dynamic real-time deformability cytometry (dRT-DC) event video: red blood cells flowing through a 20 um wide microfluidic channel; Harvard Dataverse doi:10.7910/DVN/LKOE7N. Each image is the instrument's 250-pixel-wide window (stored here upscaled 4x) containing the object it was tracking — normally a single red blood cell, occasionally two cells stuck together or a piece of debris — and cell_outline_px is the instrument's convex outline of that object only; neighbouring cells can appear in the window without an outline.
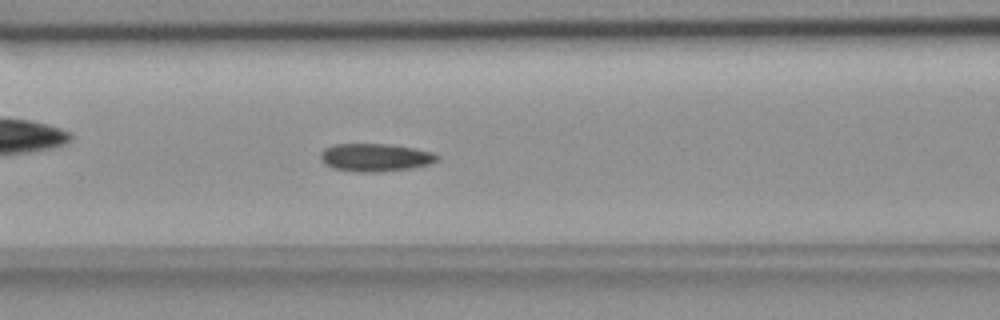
{"species": "common noctule bat (a hibernating species)", "species_latin": "Nyctalus noctula", "temperature_condition": "room temperature", "stored_images_in_passage": 55, "camera_frame_rate_fps": 3000, "um_per_image_px": 0.085, "animal": {"sex": "female", "body_mass_g": 18.4}, "frame": {"image": 1, "passage_image": 22, "time_ms": 7.0, "image_size_px": [1000, 320], "cell_outline_px": [[440, 160], [432, 164], [412, 168], [384, 172], [356, 172], [332, 168], [324, 164], [320, 160], [320, 152], [324, 148], [336, 144], [388, 144], [412, 148], [432, 152], [440, 156]], "centroid_in_image_um": [31.91, 13.4], "position_along_channel_um": 134.7, "area_um2": 19.31}}
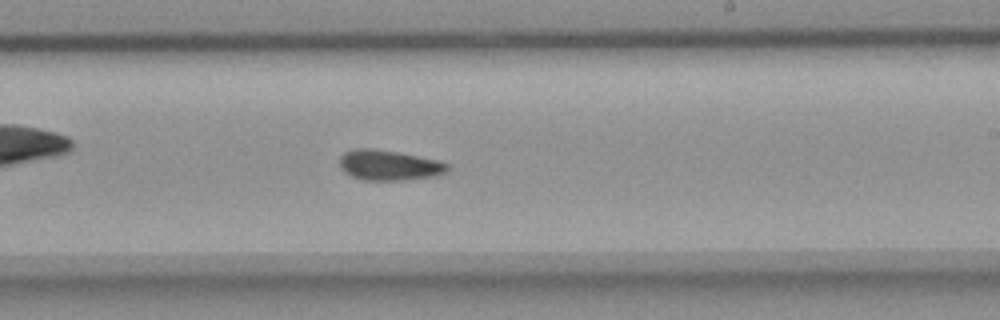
{"frame": {"image": 2, "passage_image": 32, "time_ms": 10.333, "image_size_px": [1000, 320], "cell_outline_px": [[452, 168], [448, 172], [440, 176], [404, 180], [360, 180], [344, 172], [340, 168], [340, 156], [344, 152], [356, 148], [372, 148], [400, 152], [440, 160], [448, 164]], "centroid_in_image_um": [33.13, 14.04], "position_along_channel_um": 255.9, "area_um2": 19.59}}
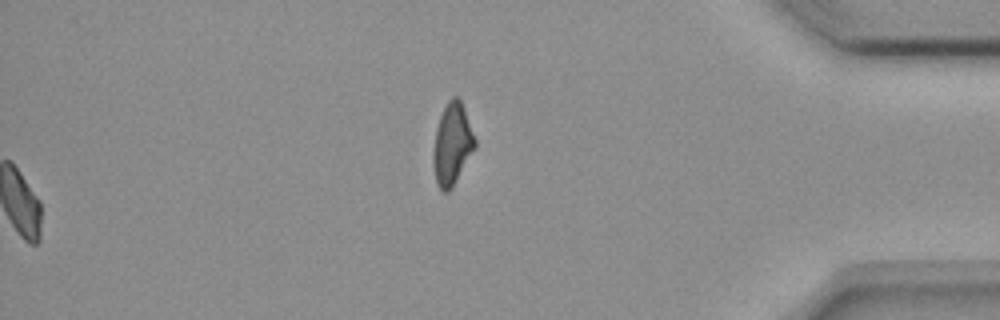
{"frame": {"image": 3, "passage_image": 55, "time_ms": 18.0, "image_size_px": [1000, 320], "cell_outline_px": [[476, 148], [452, 188], [448, 192], [444, 192], [440, 188], [436, 180], [432, 164], [432, 152], [436, 128], [440, 116], [448, 100], [452, 96], [456, 96], [460, 100], [464, 108], [476, 140]], "centroid_in_image_um": [38.43, 12.27], "position_along_channel_um": 396.8, "area_um2": 19.94}, "authors_computed_cell_mechanics": {"area_um2": 18.5538, "velocity_mm_per_s": 3.652, "shape_relaxation_time_tau1_ms": null, "shape_relaxation_time_tau2_ms": 7.4565, "deformation_change_tau1": null, "deformation_change_tau2": 0.1096}}